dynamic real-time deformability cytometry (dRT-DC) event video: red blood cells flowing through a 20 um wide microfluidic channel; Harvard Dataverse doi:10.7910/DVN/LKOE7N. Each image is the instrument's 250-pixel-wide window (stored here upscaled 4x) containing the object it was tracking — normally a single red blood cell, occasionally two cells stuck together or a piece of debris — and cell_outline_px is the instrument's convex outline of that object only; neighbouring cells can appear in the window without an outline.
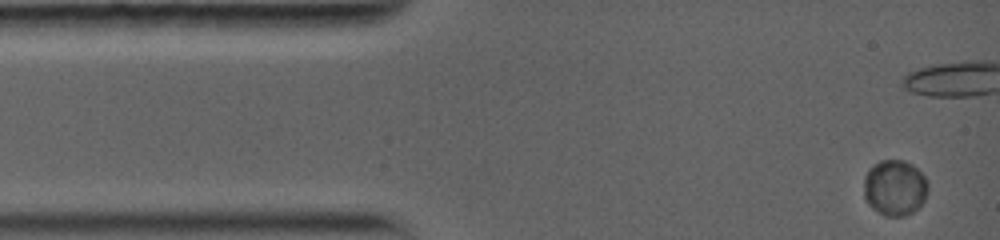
{"species": "common noctule bat (a hibernating species)", "species_latin": "Nyctalus noctula", "temperature_condition": "warm", "stored_images_in_passage": 10, "camera_frame_rate_fps": 5000, "um_per_image_px": 0.085, "animal": {"sex": "female", "body_mass_g": 19.0, "forearm_length_mm": 56.7}, "frame": {"image": 1, "passage_image": 1, "time_ms": 0.0, "image_size_px": [1000, 240], "cell_outline_px": [[928, 192], [924, 200], [912, 212], [904, 216], [884, 216], [872, 208], [868, 204], [864, 196], [864, 176], [868, 168], [880, 160], [904, 160], [912, 164], [924, 176], [928, 184]], "centroid_in_image_um": [76.03, 15.95], "position_along_channel_um": 9.0, "area_um2": 20.98}}